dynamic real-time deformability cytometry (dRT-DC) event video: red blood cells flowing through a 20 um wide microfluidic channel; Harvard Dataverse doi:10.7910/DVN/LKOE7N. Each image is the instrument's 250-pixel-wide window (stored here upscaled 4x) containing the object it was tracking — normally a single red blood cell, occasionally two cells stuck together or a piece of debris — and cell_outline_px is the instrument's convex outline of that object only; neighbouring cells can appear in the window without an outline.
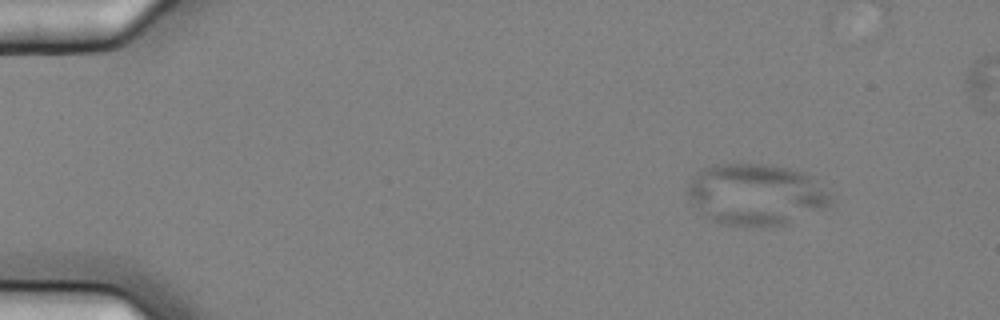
{"species": "common noctule bat (a hibernating species)", "species_latin": "Nyctalus noctula", "temperature_condition": "cold", "stored_images_in_passage": 5, "camera_frame_rate_fps": 3000, "um_per_image_px": 0.085, "animal": {"sex": "female", "body_mass_g": 25.1}, "frame": {"image": 1, "passage_image": 1, "time_ms": 0.0, "image_size_px": [1000, 320], "cell_outline_px": [[832, 204], [824, 208], [784, 224], [764, 228], [724, 224], [712, 220], [704, 216], [692, 200], [688, 192], [688, 184], [700, 168], [712, 164], [772, 164], [804, 172], [812, 176], [832, 196]], "centroid_in_image_um": [64.27, 16.52], "position_along_channel_um": 20.7, "area_um2": 51.33}}
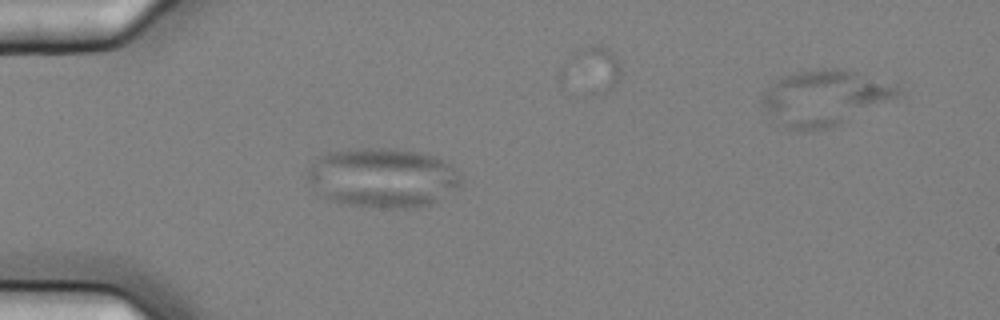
{"frame": {"image": 2, "passage_image": 4, "time_ms": 1.0, "image_size_px": [1000, 320], "cell_outline_px": [[460, 188], [428, 204], [404, 208], [388, 208], [348, 204], [324, 200], [316, 192], [308, 176], [308, 172], [316, 156], [328, 152], [348, 148], [392, 148], [420, 152], [432, 156], [448, 164], [460, 176]], "centroid_in_image_um": [32.46, 15.09], "position_along_channel_um": 52.5, "area_um2": 53.12}}